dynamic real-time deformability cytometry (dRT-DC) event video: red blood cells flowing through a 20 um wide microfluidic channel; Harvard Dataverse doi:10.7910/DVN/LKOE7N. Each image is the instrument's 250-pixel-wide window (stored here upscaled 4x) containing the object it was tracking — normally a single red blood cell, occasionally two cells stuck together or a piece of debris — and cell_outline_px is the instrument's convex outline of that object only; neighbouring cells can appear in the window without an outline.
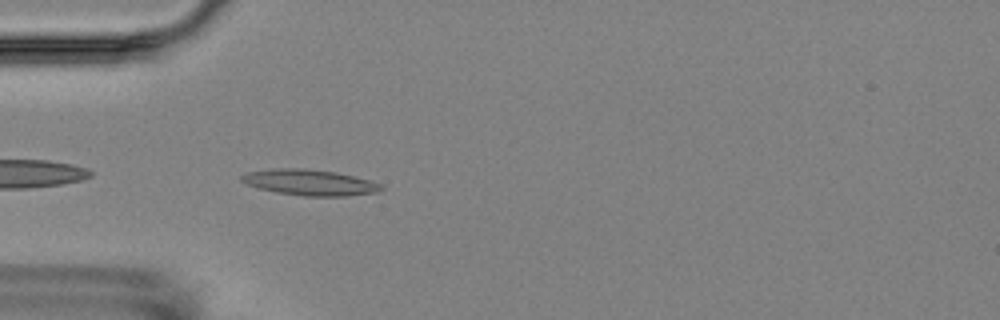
{"species": "Egyptian fruit bat (a non-hibernating species)", "species_latin": "Rousettus aegyptiacus", "temperature_condition": "room temperature", "stored_images_in_passage": 4, "camera_frame_rate_fps": 3000, "um_per_image_px": 0.085, "animal": {"sex": "female"}, "frame": {"image": 1, "passage_image": 4, "time_ms": 4.333, "image_size_px": [1000, 320], "cell_outline_px": [[384, 188], [380, 192], [348, 196], [304, 196], [276, 192], [260, 188], [248, 184], [240, 180], [240, 176], [248, 172], [276, 168], [304, 168], [336, 172], [368, 180], [380, 184]], "centroid_in_image_um": [26.35, 15.51], "position_along_channel_um": 58.7, "area_um2": 20.92}}